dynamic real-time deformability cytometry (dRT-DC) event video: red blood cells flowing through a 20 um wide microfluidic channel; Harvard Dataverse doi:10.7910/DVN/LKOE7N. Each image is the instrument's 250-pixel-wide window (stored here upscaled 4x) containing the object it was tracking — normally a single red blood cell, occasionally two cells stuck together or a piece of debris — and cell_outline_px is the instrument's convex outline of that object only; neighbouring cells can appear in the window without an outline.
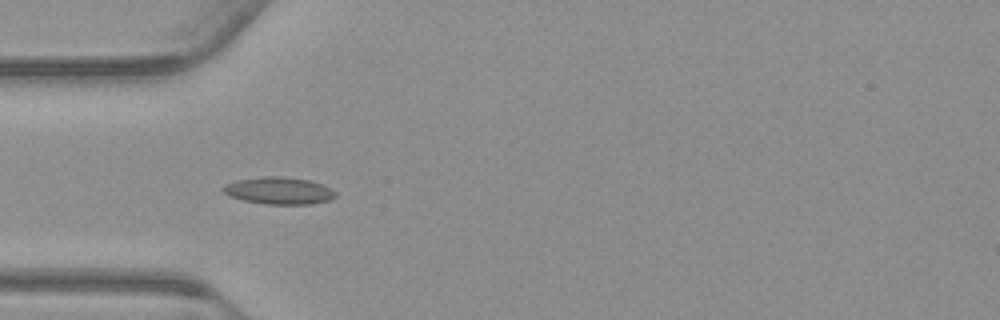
{"species": "common noctule bat (a hibernating species)", "species_latin": "Nyctalus noctula", "temperature_condition": "warm", "stored_images_in_passage": 39, "camera_frame_rate_fps": 3000, "um_per_image_px": 0.085, "animal": {"sex": "male", "body_mass_g": 23.1, "forearm_length_mm": 52.7}, "frame": {"image": 1, "passage_image": 1, "time_ms": 0.0, "image_size_px": [1000, 320], "cell_outline_px": [[336, 196], [332, 200], [312, 204], [264, 204], [244, 200], [228, 196], [220, 188], [236, 180], [264, 176], [280, 176], [308, 180], [320, 184], [336, 192]], "centroid_in_image_um": [23.7, 16.21], "position_along_channel_um": 61.3, "area_um2": 17.69}}
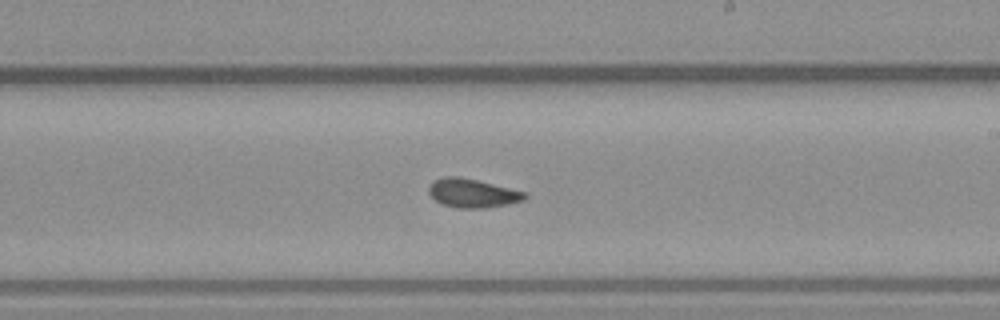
{"frame": {"image": 2, "passage_image": 16, "time_ms": 5.0, "image_size_px": [1000, 320], "cell_outline_px": [[528, 196], [524, 200], [508, 204], [484, 208], [456, 208], [440, 204], [428, 192], [428, 184], [444, 176], [460, 176], [524, 192]], "centroid_in_image_um": [40.11, 16.42], "position_along_channel_um": 248.9, "area_um2": 16.01}}
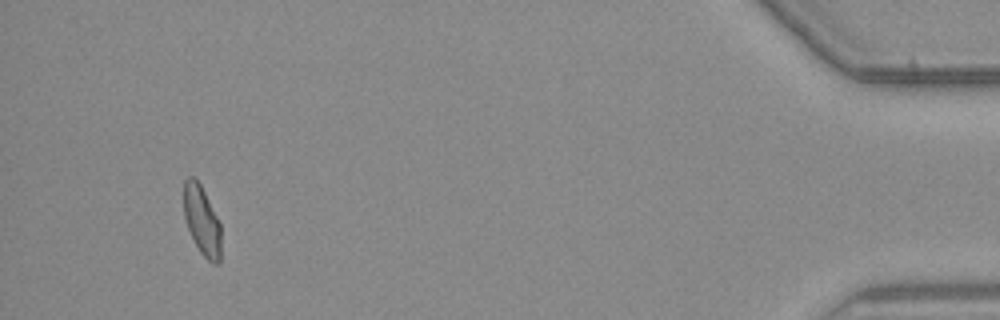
{"frame": {"image": 3, "passage_image": 36, "time_ms": 11.667, "image_size_px": [1000, 320], "cell_outline_px": [[220, 264], [212, 264], [200, 252], [188, 228], [184, 216], [184, 180], [188, 176], [192, 176], [200, 184], [220, 224]], "centroid_in_image_um": [17.15, 18.76], "position_along_channel_um": 418.0, "area_um2": 14.74}, "authors_computed_cell_mechanics": {"area_um2": 15.7794, "velocity_mm_per_s": 3.7569, "shape_relaxation_time_tau1_ms": 7.5448, "shape_relaxation_time_tau2_ms": 2.0416, "deformation_change_tau1": 0.1502, "deformation_change_tau2": 0.0873}}